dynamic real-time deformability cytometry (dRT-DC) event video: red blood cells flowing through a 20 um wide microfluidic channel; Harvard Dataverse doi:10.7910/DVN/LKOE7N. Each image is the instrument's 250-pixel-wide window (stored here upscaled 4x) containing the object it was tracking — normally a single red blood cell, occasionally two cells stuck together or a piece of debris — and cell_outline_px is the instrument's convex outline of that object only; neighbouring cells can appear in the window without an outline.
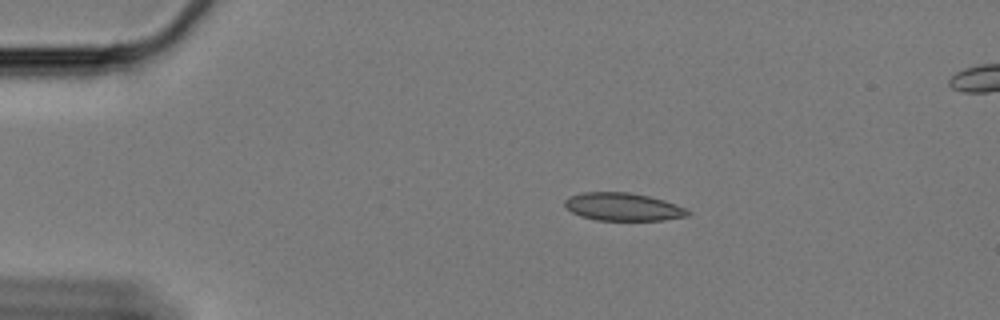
{"species": "Egyptian fruit bat (a non-hibernating species)", "species_latin": "Rousettus aegyptiacus", "temperature_condition": "cold", "stored_images_in_passage": 12, "camera_frame_rate_fps": 3000, "um_per_image_px": 0.085, "animal": {"sex": "female"}, "frame": {"image": 1, "passage_image": 1, "time_ms": 0.0, "image_size_px": [1000, 320], "cell_outline_px": [[692, 212], [688, 216], [664, 220], [596, 220], [580, 216], [572, 212], [564, 204], [564, 200], [572, 196], [584, 192], [628, 192], [648, 196], [664, 200], [684, 208]], "centroid_in_image_um": [52.96, 17.58], "position_along_channel_um": 32.0, "area_um2": 19.83}}
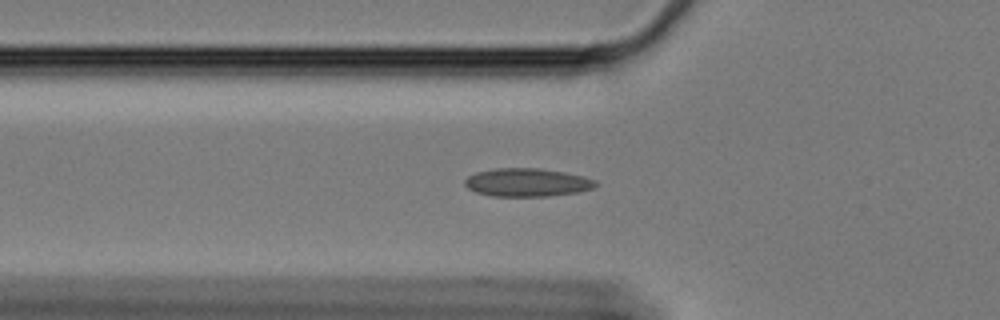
{"frame": {"image": 2, "passage_image": 10, "time_ms": 3.0, "image_size_px": [1000, 320], "cell_outline_px": [[600, 184], [592, 188], [580, 192], [548, 196], [492, 196], [476, 192], [468, 188], [464, 184], [464, 180], [468, 176], [476, 172], [496, 168], [540, 168], [564, 172], [596, 180]], "centroid_in_image_um": [44.8, 15.51], "position_along_channel_um": 81.0, "area_um2": 21.56}}